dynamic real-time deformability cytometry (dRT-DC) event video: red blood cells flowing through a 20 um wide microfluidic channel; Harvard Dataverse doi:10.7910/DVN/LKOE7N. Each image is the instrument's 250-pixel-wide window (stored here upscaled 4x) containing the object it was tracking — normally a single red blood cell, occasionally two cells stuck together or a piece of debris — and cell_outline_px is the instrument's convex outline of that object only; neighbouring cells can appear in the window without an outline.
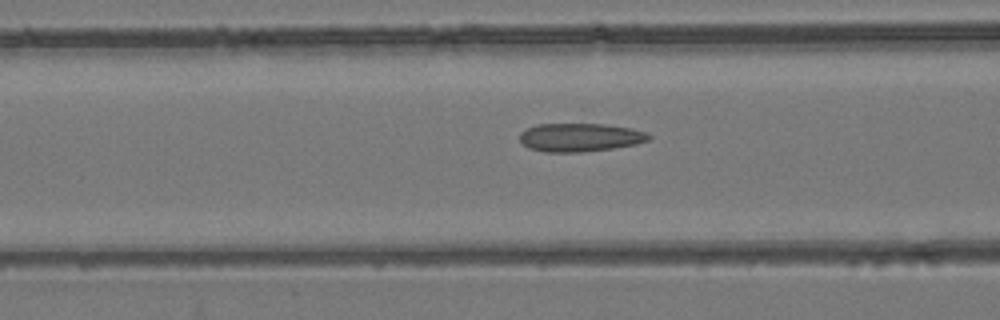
{"species": "common noctule bat (a hibernating species)", "species_latin": "Nyctalus noctula", "temperature_condition": "room temperature", "stored_images_in_passage": 54, "camera_frame_rate_fps": 3000, "um_per_image_px": 0.085, "animal": {"sex": "female", "body_mass_g": 24.6, "forearm_length_mm": 56.2}, "frame": {"image": 1, "passage_image": 22, "time_ms": 7.0, "image_size_px": [1000, 320], "cell_outline_px": [[652, 136], [648, 140], [636, 144], [612, 148], [580, 152], [544, 152], [528, 148], [520, 140], [520, 132], [536, 124], [604, 124], [632, 128], [648, 132]], "centroid_in_image_um": [49.31, 11.67], "position_along_channel_um": 117.3, "area_um2": 21.39}}
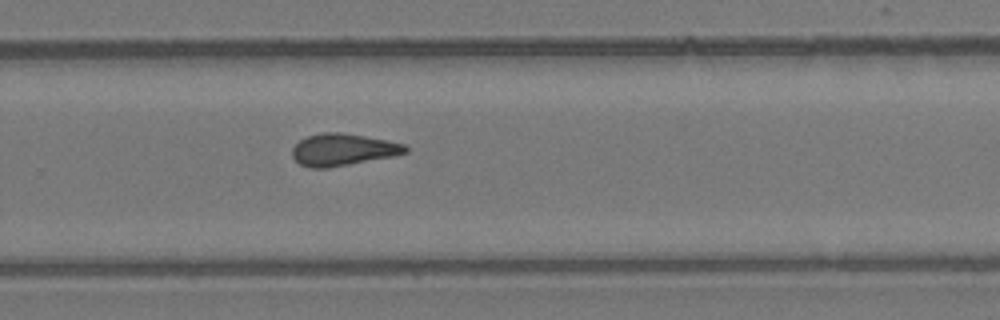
{"frame": {"image": 2, "passage_image": 36, "time_ms": 11.667, "image_size_px": [1000, 320], "cell_outline_px": [[408, 152], [392, 156], [328, 168], [308, 168], [300, 164], [292, 156], [292, 148], [300, 140], [308, 136], [324, 132], [340, 132], [364, 136], [404, 144], [408, 148]], "centroid_in_image_um": [29.11, 12.73], "position_along_channel_um": 300.7, "area_um2": 20.87}}
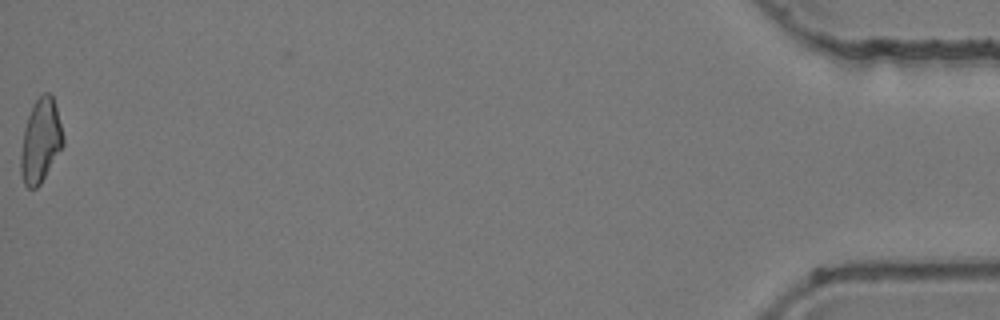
{"frame": {"image": 3, "passage_image": 54, "time_ms": 17.667, "image_size_px": [1000, 320], "cell_outline_px": [[64, 144], [40, 184], [36, 188], [28, 188], [24, 184], [20, 172], [20, 156], [24, 128], [32, 104], [44, 92], [48, 92], [52, 96], [56, 108], [64, 136]], "centroid_in_image_um": [3.44, 11.98], "position_along_channel_um": 431.8, "area_um2": 20.52}, "authors_computed_cell_mechanics": {"area_um2": 21.0103, "velocity_mm_per_s": 3.9291, "shape_relaxation_time_tau1_ms": null, "shape_relaxation_time_tau2_ms": 3.1422, "deformation_change_tau1": null, "deformation_change_tau2": 0.1046}}